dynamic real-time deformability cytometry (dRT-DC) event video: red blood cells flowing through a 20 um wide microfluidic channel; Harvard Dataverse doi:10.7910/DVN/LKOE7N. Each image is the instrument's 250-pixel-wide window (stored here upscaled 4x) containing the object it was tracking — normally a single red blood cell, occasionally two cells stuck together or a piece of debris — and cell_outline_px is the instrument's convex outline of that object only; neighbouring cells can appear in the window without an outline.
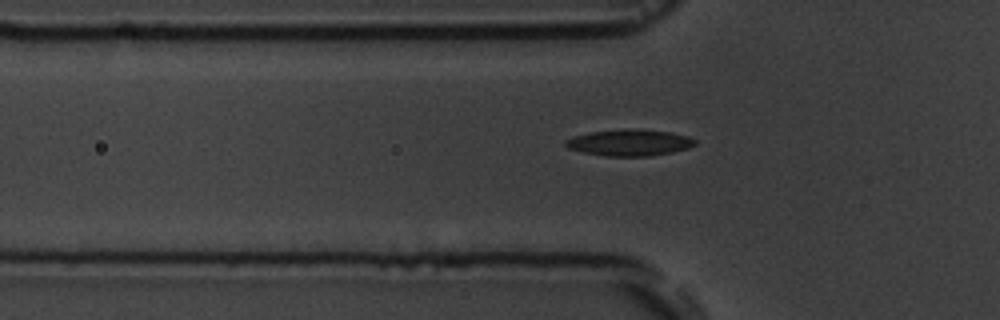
{"species": "common noctule bat (a hibernating species)", "species_latin": "Nyctalus noctula", "temperature_condition": "room temperature", "stored_images_in_passage": 6, "camera_frame_rate_fps": 3000, "um_per_image_px": 0.085, "animal": {"sex": "male", "body_mass_g": 19.5, "forearm_length_mm": 54.6}, "frame": {"image": 1, "passage_image": 6, "time_ms": 6.333, "image_size_px": [1000, 320], "cell_outline_px": [[696, 144], [688, 148], [672, 152], [648, 156], [604, 156], [584, 152], [568, 148], [564, 144], [564, 140], [572, 136], [588, 132], [624, 128], [640, 128], [672, 132], [688, 136], [696, 140]], "centroid_in_image_um": [53.49, 12.1], "position_along_channel_um": 72.3, "area_um2": 20.29}}